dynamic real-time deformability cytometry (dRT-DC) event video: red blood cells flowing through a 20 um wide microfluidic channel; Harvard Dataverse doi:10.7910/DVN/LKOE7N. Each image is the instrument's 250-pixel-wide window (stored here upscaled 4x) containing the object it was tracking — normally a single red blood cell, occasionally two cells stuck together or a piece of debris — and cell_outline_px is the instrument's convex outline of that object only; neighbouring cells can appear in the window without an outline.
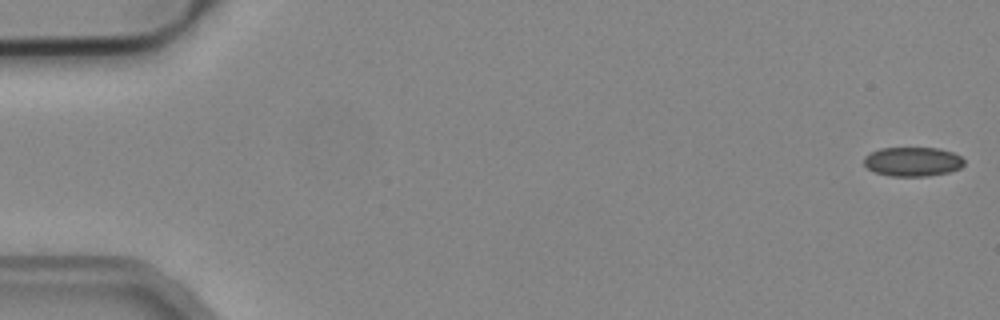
{"species": "common noctule bat (a hibernating species)", "species_latin": "Nyctalus noctula", "temperature_condition": "cold", "stored_images_in_passage": 52, "camera_frame_rate_fps": 3000, "um_per_image_px": 0.085, "animal": {"sex": "male", "body_mass_g": 19.2, "forearm_length_mm": 51.8}, "frame": {"image": 1, "passage_image": 1, "time_ms": 0.0, "image_size_px": [1000, 320], "cell_outline_px": [[964, 164], [960, 168], [948, 172], [928, 176], [892, 176], [876, 172], [868, 168], [864, 164], [864, 156], [880, 148], [940, 148], [952, 152], [960, 156], [964, 160]], "centroid_in_image_um": [77.59, 13.73], "position_along_channel_um": 7.4, "area_um2": 16.99}}
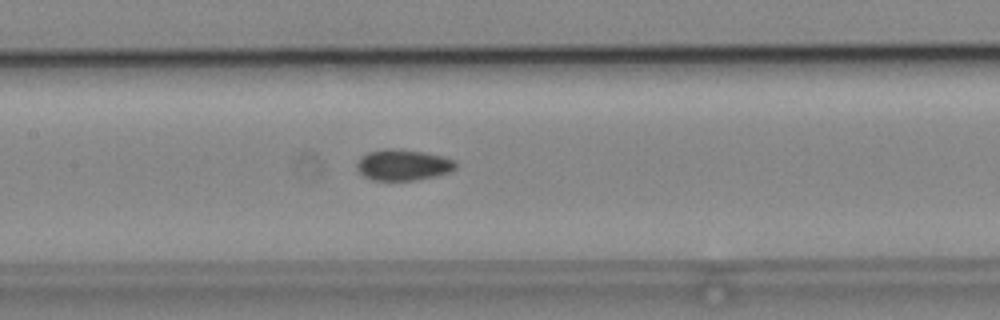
{"frame": {"image": 2, "passage_image": 25, "time_ms": 8.0, "image_size_px": [1000, 320], "cell_outline_px": [[456, 168], [448, 172], [432, 176], [412, 180], [372, 180], [364, 176], [356, 168], [356, 164], [360, 156], [368, 152], [384, 148], [392, 148], [424, 152], [456, 160]], "centroid_in_image_um": [34.21, 14.0], "position_along_channel_um": 173.2, "area_um2": 17.74}}
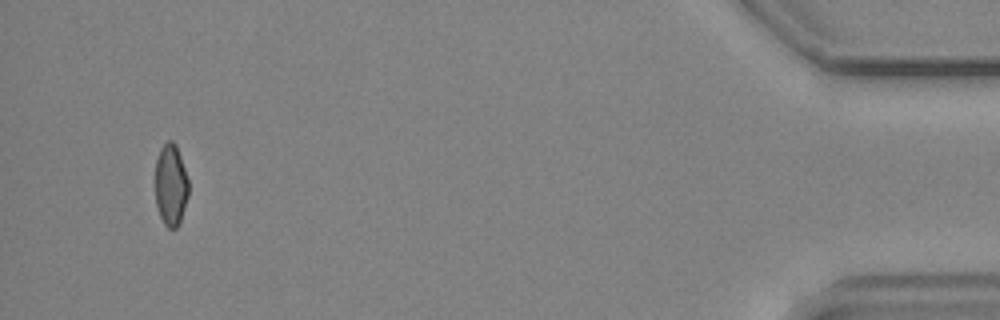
{"frame": {"image": 3, "passage_image": 50, "time_ms": 16.333, "image_size_px": [1000, 320], "cell_outline_px": [[188, 196], [180, 224], [176, 228], [168, 228], [164, 224], [160, 216], [156, 204], [156, 160], [160, 148], [168, 140], [172, 140], [176, 144], [188, 180]], "centroid_in_image_um": [14.52, 15.74], "position_along_channel_um": 420.7, "area_um2": 15.84}, "authors_computed_cell_mechanics": {"area_um2": 17.5134, "velocity_mm_per_s": 3.9232, "shape_relaxation_time_tau1_ms": null, "shape_relaxation_time_tau2_ms": 8.0399, "deformation_change_tau1": null, "deformation_change_tau2": 0.0975}}